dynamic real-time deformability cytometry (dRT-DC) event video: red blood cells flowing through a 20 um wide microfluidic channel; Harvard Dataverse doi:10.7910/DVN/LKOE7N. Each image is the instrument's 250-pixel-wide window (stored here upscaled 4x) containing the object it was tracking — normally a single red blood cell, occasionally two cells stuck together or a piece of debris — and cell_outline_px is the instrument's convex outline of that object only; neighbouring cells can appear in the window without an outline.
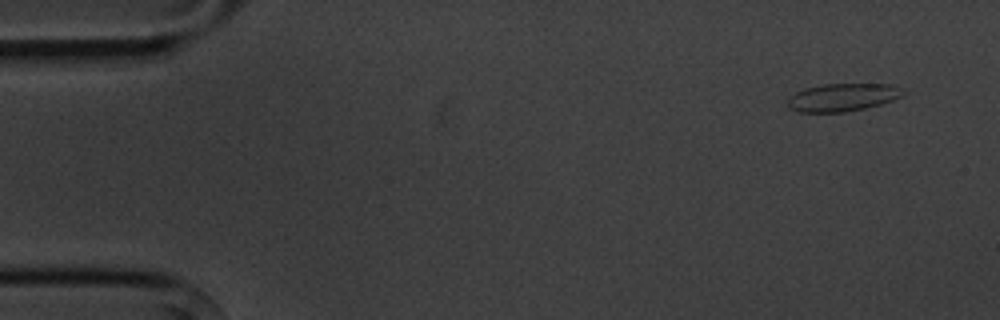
{"species": "common noctule bat (a hibernating species)", "species_latin": "Nyctalus noctula", "temperature_condition": "cold", "stored_images_in_passage": 6, "segment_of_instrument_passage": [2, 2], "camera_frame_rate_fps": 3000, "um_per_image_px": 0.085, "animal": {"sex": "male", "body_mass_g": 20.1, "forearm_length_mm": 53.5}, "frame": {"image": 1, "passage_image": 6, "time_ms": 6.667, "image_size_px": [1000, 320], "cell_outline_px": [[904, 92], [900, 96], [892, 100], [880, 104], [864, 108], [844, 112], [796, 112], [788, 108], [788, 96], [804, 88], [824, 84], [892, 84], [900, 88]], "centroid_in_image_um": [71.55, 8.27], "position_along_channel_um": 13.4, "area_um2": 18.67}}